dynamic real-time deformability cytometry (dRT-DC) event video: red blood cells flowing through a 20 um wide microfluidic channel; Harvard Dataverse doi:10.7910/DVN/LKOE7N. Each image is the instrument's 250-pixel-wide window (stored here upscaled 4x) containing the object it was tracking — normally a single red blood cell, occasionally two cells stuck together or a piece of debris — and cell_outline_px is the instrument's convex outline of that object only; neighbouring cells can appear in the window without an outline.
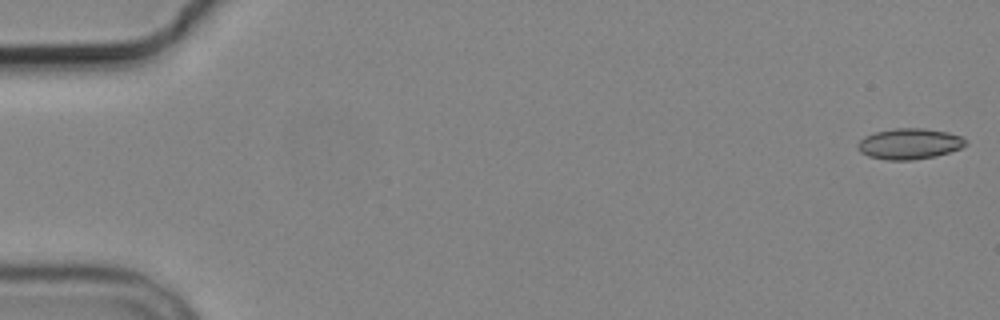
{"species": "common noctule bat (a hibernating species)", "species_latin": "Nyctalus noctula", "temperature_condition": "cold", "stored_images_in_passage": 8, "camera_frame_rate_fps": 3000, "um_per_image_px": 0.085, "animal": {"sex": "male", "body_mass_g": 19.2, "forearm_length_mm": 51.8}, "frame": {"image": 1, "passage_image": 1, "time_ms": 0.0, "image_size_px": [1000, 320], "cell_outline_px": [[968, 144], [960, 148], [936, 156], [912, 160], [888, 160], [868, 156], [860, 152], [856, 148], [856, 144], [864, 136], [876, 132], [896, 128], [924, 128], [948, 132], [960, 136]], "centroid_in_image_um": [77.26, 12.22], "position_along_channel_um": 7.7, "area_um2": 19.36}}
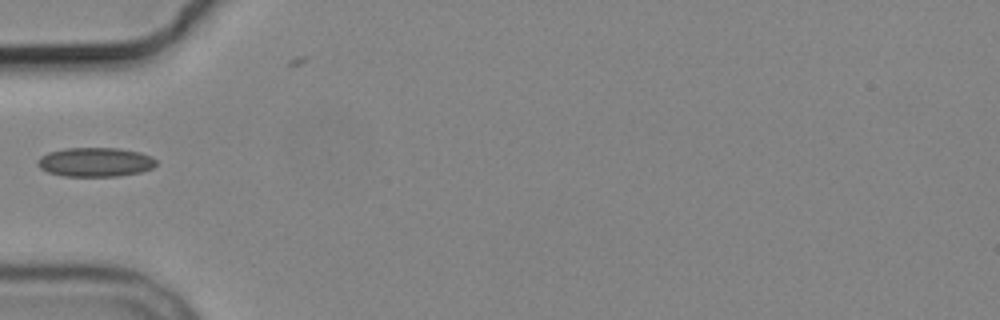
{"frame": {"image": 2, "passage_image": 6, "time_ms": 6.0, "image_size_px": [1000, 320], "cell_outline_px": [[156, 164], [152, 168], [140, 172], [120, 176], [64, 176], [48, 172], [40, 168], [36, 164], [36, 160], [40, 156], [48, 152], [64, 148], [120, 148], [140, 152], [152, 156], [156, 160]], "centroid_in_image_um": [8.08, 13.77], "position_along_channel_um": 76.9, "area_um2": 20.35}}
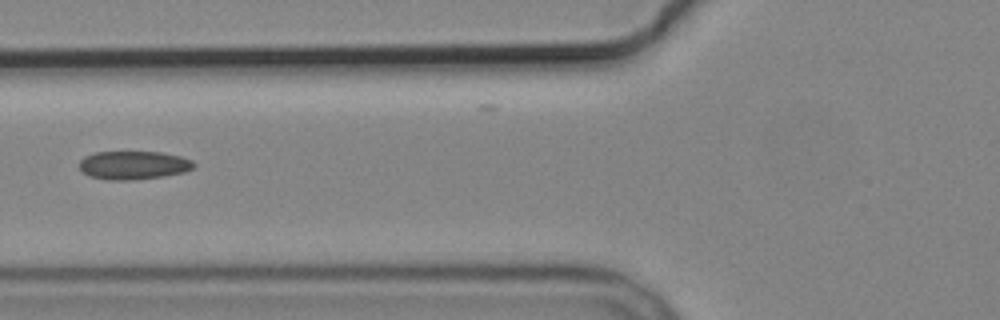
{"frame": {"image": 3, "passage_image": 7, "time_ms": 7.0, "image_size_px": [1000, 320], "cell_outline_px": [[196, 168], [184, 172], [164, 176], [132, 180], [108, 180], [88, 176], [80, 168], [80, 160], [84, 156], [96, 152], [160, 152], [180, 156], [192, 160], [196, 164]], "centroid_in_image_um": [11.37, 14.04], "position_along_channel_um": 114.4, "area_um2": 19.07}}